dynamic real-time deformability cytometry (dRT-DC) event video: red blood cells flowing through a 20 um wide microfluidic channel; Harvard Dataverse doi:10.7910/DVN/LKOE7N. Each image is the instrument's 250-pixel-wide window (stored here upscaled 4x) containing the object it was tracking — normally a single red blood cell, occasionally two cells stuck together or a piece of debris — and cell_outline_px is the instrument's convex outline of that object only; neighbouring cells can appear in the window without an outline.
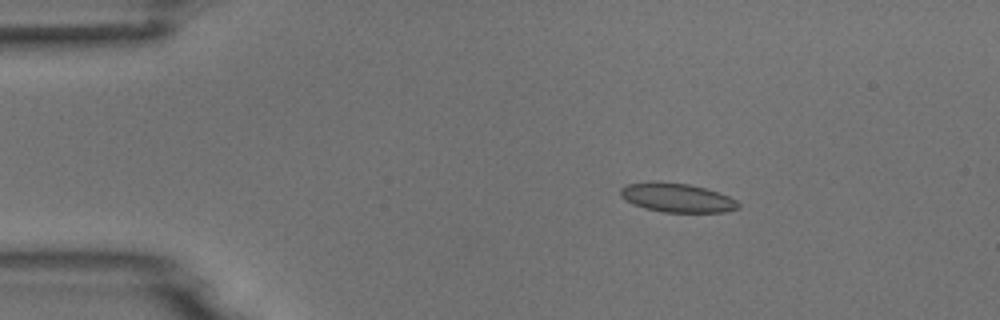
{"species": "common noctule bat (a hibernating species)", "species_latin": "Nyctalus noctula", "temperature_condition": "room temperature", "stored_images_in_passage": 4, "camera_frame_rate_fps": 3000, "um_per_image_px": 0.085, "animal": {"sex": "male", "body_mass_g": 18.8}, "frame": {"image": 1, "passage_image": 3, "time_ms": 2.333, "image_size_px": [1000, 320], "cell_outline_px": [[740, 208], [724, 212], [664, 212], [644, 208], [624, 200], [620, 196], [620, 188], [628, 184], [648, 180], [656, 180], [688, 184], [704, 188], [728, 196], [736, 200], [740, 204]], "centroid_in_image_um": [57.49, 16.79], "position_along_channel_um": 27.5, "area_um2": 20.11}}